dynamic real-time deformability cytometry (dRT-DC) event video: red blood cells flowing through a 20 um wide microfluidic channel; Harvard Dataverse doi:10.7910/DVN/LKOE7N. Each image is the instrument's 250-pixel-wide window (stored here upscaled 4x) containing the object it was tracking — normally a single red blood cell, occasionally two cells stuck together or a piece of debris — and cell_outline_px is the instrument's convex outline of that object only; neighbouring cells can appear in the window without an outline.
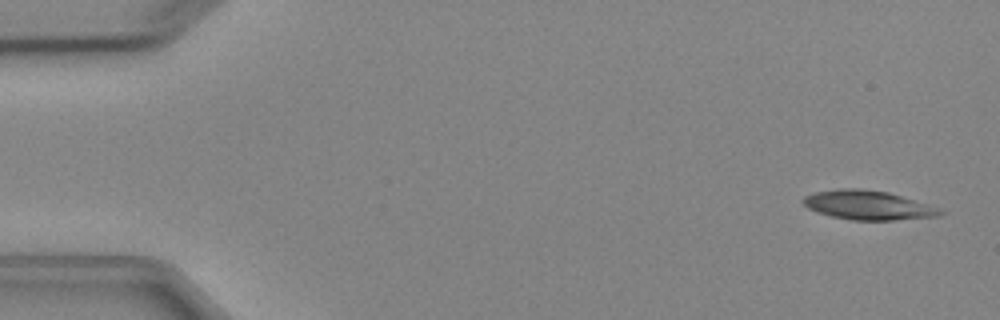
{"species": "Egyptian fruit bat (a non-hibernating species)", "species_latin": "Rousettus aegyptiacus", "temperature_condition": "cold", "stored_images_in_passage": 4, "camera_frame_rate_fps": 3000, "um_per_image_px": 0.085, "animal": {"sex": "female"}, "frame": {"image": 1, "passage_image": 1, "time_ms": 0.0, "image_size_px": [1000, 320], "cell_outline_px": [[948, 212], [940, 216], [892, 220], [852, 220], [832, 216], [808, 208], [800, 200], [804, 196], [816, 192], [836, 188], [860, 188], [888, 192]], "centroid_in_image_um": [73.74, 17.43], "position_along_channel_um": 11.3, "area_um2": 23.0}}
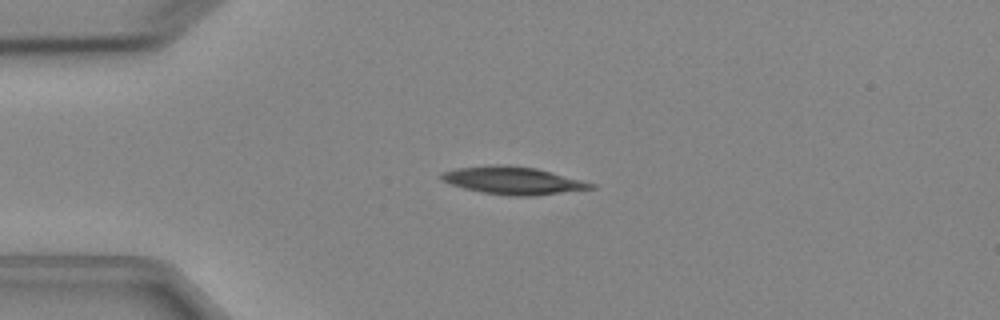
{"frame": {"image": 2, "passage_image": 3, "time_ms": 3.333, "image_size_px": [1000, 320], "cell_outline_px": [[596, 188], [532, 196], [508, 196], [484, 192], [464, 188], [440, 180], [440, 172], [456, 168], [496, 164], [508, 164], [536, 168], [596, 184]], "centroid_in_image_um": [43.58, 15.33], "position_along_channel_um": 41.4, "area_um2": 24.04}}